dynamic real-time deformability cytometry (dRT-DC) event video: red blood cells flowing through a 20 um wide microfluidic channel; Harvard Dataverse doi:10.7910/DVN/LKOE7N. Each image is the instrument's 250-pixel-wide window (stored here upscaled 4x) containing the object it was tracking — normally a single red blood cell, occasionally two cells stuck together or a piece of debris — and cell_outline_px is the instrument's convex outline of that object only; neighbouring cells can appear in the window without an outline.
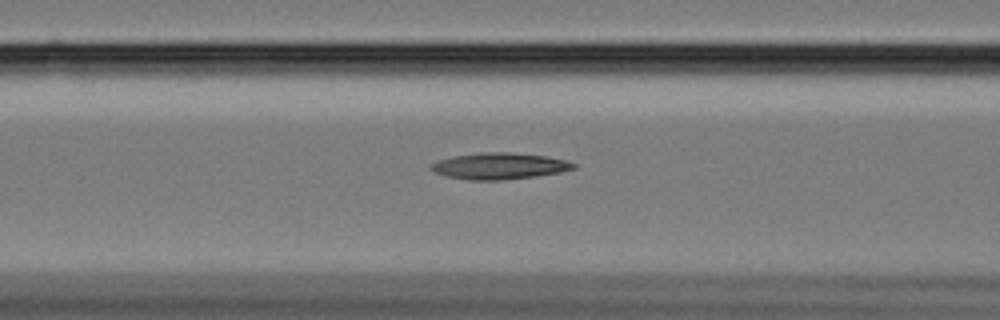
{"species": "Egyptian fruit bat (a non-hibernating species)", "species_latin": "Rousettus aegyptiacus", "temperature_condition": "cold", "stored_images_in_passage": 13, "camera_frame_rate_fps": 3000, "um_per_image_px": 0.085, "animal": {"sex": "female"}, "frame": {"image": 1, "passage_image": 11, "time_ms": 3.333, "image_size_px": [1000, 320], "cell_outline_px": [[576, 168], [560, 172], [536, 176], [500, 180], [468, 180], [448, 176], [436, 172], [428, 168], [428, 164], [452, 156], [480, 152], [512, 152], [544, 156], [568, 160], [576, 164]], "centroid_in_image_um": [42.44, 14.1], "position_along_channel_um": 124.2, "area_um2": 21.96}}